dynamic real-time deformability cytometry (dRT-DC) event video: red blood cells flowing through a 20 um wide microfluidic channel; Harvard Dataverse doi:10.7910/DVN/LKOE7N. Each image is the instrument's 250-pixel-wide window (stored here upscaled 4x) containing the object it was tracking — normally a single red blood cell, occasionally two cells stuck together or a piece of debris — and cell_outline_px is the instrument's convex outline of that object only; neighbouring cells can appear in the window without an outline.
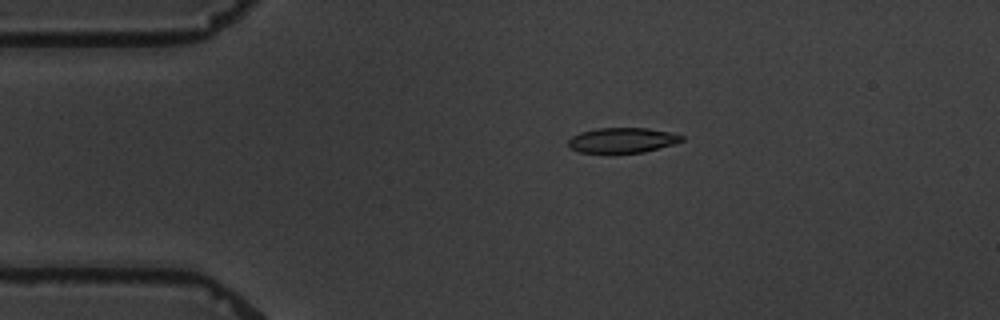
{"species": "common noctule bat (a hibernating species)", "species_latin": "Nyctalus noctula", "temperature_condition": "warm", "stored_images_in_passage": 7, "camera_frame_rate_fps": 3000, "um_per_image_px": 0.085, "animal": {"sex": "male", "body_mass_g": 19.5, "forearm_length_mm": 54.6}, "frame": {"image": 1, "passage_image": 4, "time_ms": 3.333, "image_size_px": [1000, 320], "cell_outline_px": [[684, 140], [672, 144], [644, 152], [580, 152], [568, 148], [568, 140], [572, 136], [580, 132], [596, 128], [648, 128], [668, 132], [684, 136]], "centroid_in_image_um": [52.86, 11.91], "position_along_channel_um": 32.1, "area_um2": 16.42}}
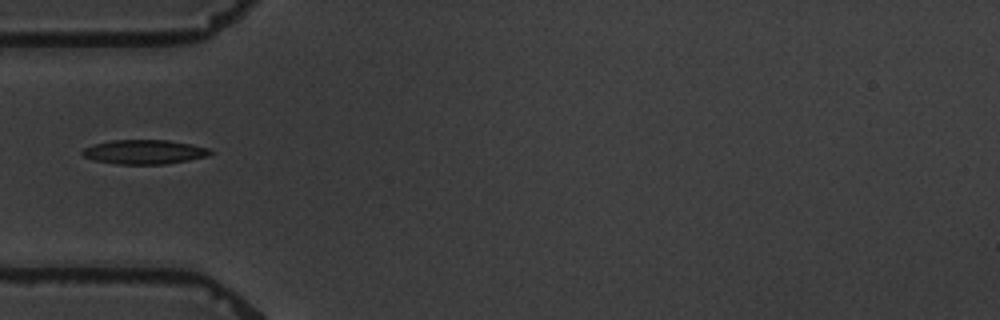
{"frame": {"image": 2, "passage_image": 6, "time_ms": 5.667, "image_size_px": [1000, 320], "cell_outline_px": [[216, 152], [208, 156], [188, 160], [164, 164], [116, 164], [96, 160], [84, 156], [80, 152], [84, 148], [92, 144], [112, 140], [168, 140], [192, 144], [208, 148]], "centroid_in_image_um": [12.29, 12.91], "position_along_channel_um": 72.7, "area_um2": 18.15}}
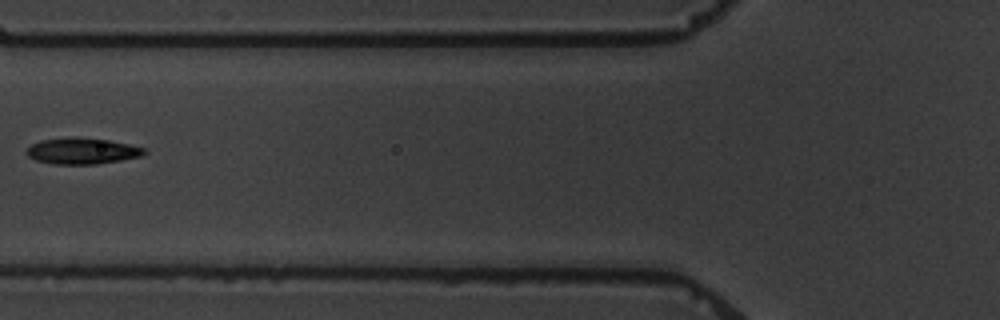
{"frame": {"image": 3, "passage_image": 7, "time_ms": 7.0, "image_size_px": [1000, 320], "cell_outline_px": [[148, 152], [144, 156], [96, 164], [56, 164], [36, 160], [28, 156], [24, 152], [32, 144], [40, 140], [72, 136], [76, 136], [108, 140], [128, 144], [144, 148]], "centroid_in_image_um": [6.99, 12.82], "position_along_channel_um": 118.8, "area_um2": 18.09}}